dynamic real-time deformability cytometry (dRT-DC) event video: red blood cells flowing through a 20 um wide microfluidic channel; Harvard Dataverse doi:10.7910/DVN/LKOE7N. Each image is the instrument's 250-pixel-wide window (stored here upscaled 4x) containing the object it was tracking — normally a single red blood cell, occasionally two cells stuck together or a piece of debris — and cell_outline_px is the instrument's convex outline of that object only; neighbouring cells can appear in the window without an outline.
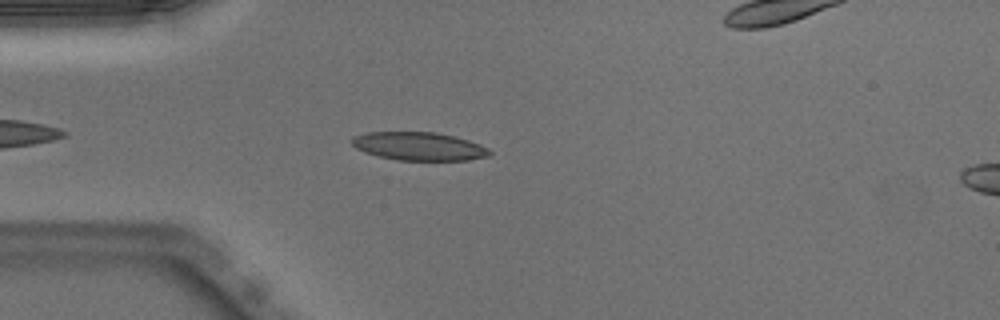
{"species": "Egyptian fruit bat (a non-hibernating species)", "species_latin": "Rousettus aegyptiacus", "temperature_condition": "warm", "stored_images_in_passage": 28, "camera_frame_rate_fps": 3000, "um_per_image_px": 0.085, "animal": {"sex": "male"}, "frame": {"image": 1, "passage_image": 5, "time_ms": 1.333, "image_size_px": [1000, 320], "cell_outline_px": [[492, 152], [488, 156], [468, 160], [396, 160], [380, 156], [356, 148], [352, 144], [352, 136], [368, 132], [436, 132], [468, 140], [480, 144], [488, 148]], "centroid_in_image_um": [35.63, 12.43], "position_along_channel_um": 49.4, "area_um2": 22.48}}
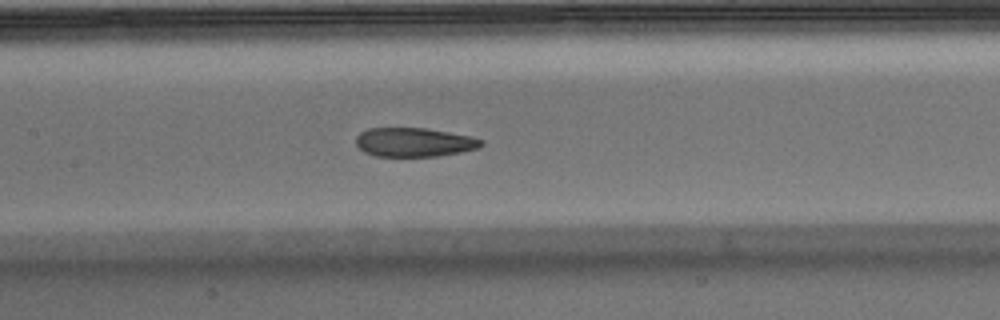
{"frame": {"image": 2, "passage_image": 15, "time_ms": 4.667, "image_size_px": [1000, 320], "cell_outline_px": [[484, 144], [480, 148], [440, 156], [376, 156], [364, 152], [356, 144], [356, 136], [360, 132], [368, 128], [424, 128], [472, 136], [484, 140]], "centroid_in_image_um": [35.23, 12.09], "position_along_channel_um": 172.2, "area_um2": 21.27}}
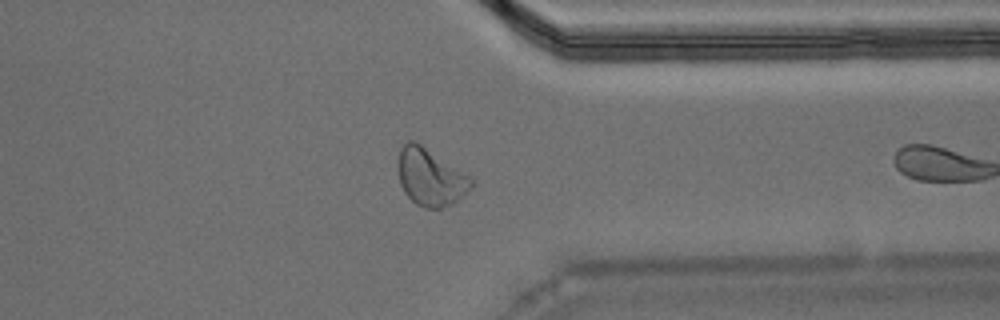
{"frame": {"image": 3, "passage_image": 27, "time_ms": 8.667, "image_size_px": [1000, 320], "cell_outline_px": [[472, 188], [464, 196], [452, 204], [440, 208], [424, 208], [416, 204], [404, 192], [400, 184], [396, 164], [400, 148], [408, 140], [416, 140], [468, 176], [472, 180]], "centroid_in_image_um": [36.54, 15.05], "position_along_channel_um": 374.9, "area_um2": 24.45}}